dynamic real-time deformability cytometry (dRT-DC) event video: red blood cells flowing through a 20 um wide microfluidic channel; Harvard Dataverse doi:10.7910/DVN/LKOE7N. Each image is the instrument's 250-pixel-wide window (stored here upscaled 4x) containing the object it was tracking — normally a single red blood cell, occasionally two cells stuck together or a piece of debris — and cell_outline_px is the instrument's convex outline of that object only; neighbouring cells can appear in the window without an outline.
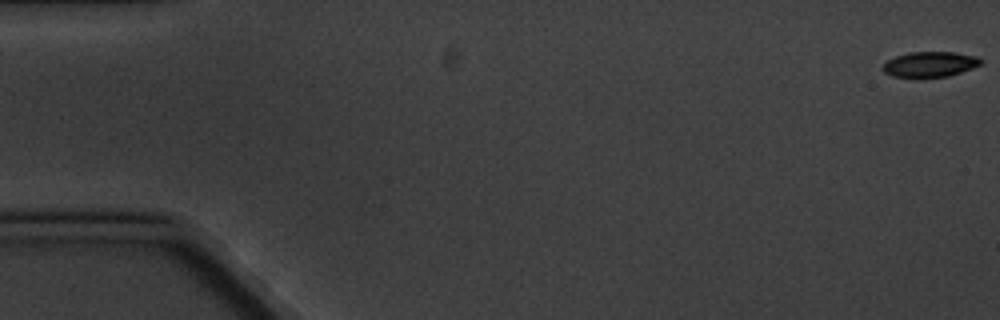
{"species": "common noctule bat (a hibernating species)", "species_latin": "Nyctalus noctula", "temperature_condition": "cold", "stored_images_in_passage": 6, "segment_of_instrument_passage": [1, 2], "camera_frame_rate_fps": 3000, "um_per_image_px": 0.085, "animal": {"sex": "male", "body_mass_g": 20.1, "forearm_length_mm": 53.5}, "frame": {"image": 1, "passage_image": 1, "time_ms": 0.0, "image_size_px": [1000, 320], "cell_outline_px": [[984, 60], [980, 64], [972, 68], [948, 76], [892, 76], [884, 72], [880, 68], [888, 60], [896, 56], [908, 52], [956, 52], [976, 56]], "centroid_in_image_um": [79.05, 5.44], "position_along_channel_um": 6.0, "area_um2": 14.22}}
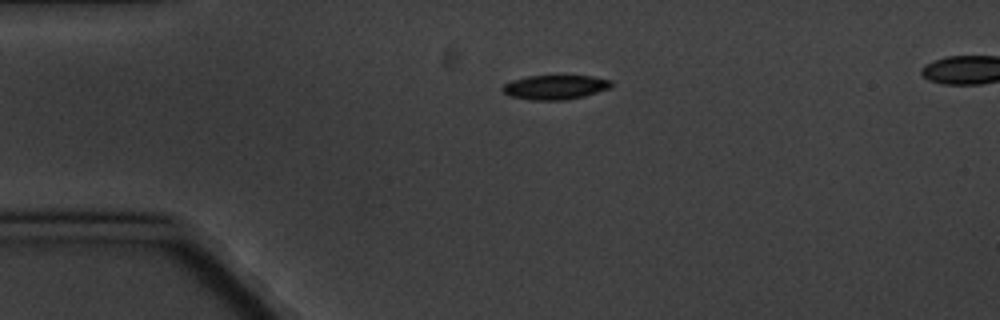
{"frame": {"image": 2, "passage_image": 4, "time_ms": 4.333, "image_size_px": [1000, 320], "cell_outline_px": [[612, 84], [608, 88], [584, 96], [564, 100], [532, 100], [508, 96], [500, 88], [504, 84], [512, 80], [528, 76], [592, 76], [612, 80]], "centroid_in_image_um": [47.14, 7.41], "position_along_channel_um": 37.9, "area_um2": 15.37}}